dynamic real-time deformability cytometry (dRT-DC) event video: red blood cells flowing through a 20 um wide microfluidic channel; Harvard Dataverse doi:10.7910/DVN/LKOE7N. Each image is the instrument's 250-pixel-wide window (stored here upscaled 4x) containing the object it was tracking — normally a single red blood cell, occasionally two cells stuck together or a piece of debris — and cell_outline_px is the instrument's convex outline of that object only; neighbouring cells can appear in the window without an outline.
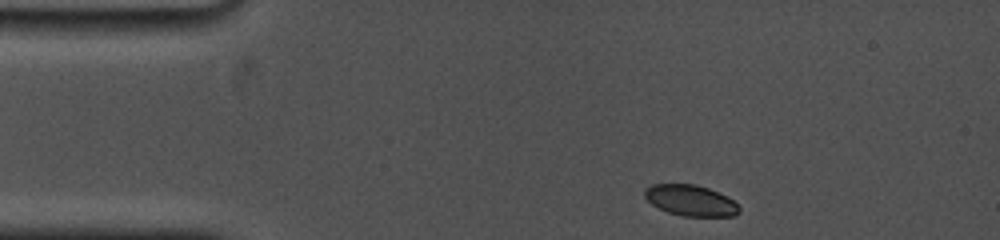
{"species": "common noctule bat (a hibernating species)", "species_latin": "Nyctalus noctula", "temperature_condition": "cold", "stored_images_in_passage": 19, "camera_frame_rate_fps": 5000, "um_per_image_px": 0.085, "animal": {"sex": "female", "body_mass_g": 19.0, "forearm_length_mm": 53.3}, "frame": {"image": 1, "passage_image": 1, "time_ms": 0.0, "image_size_px": [1000, 240], "cell_outline_px": [[740, 212], [736, 216], [684, 216], [668, 212], [652, 204], [644, 196], [644, 188], [652, 184], [696, 184], [708, 188], [732, 200], [740, 208]], "centroid_in_image_um": [58.68, 17.03], "position_along_channel_um": 26.3, "area_um2": 16.88}}
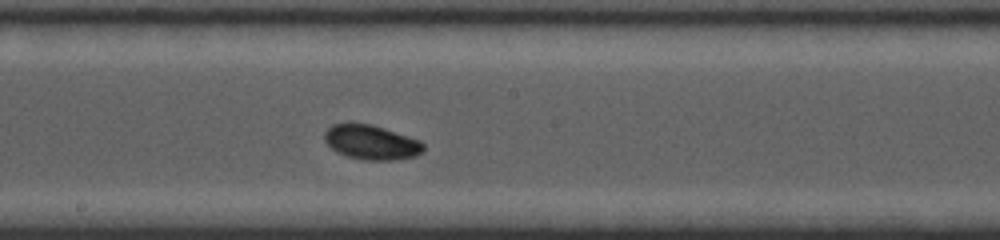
{"frame": {"image": 2, "passage_image": 10, "time_ms": 6.6, "image_size_px": [1000, 240], "cell_outline_px": [[424, 152], [416, 156], [392, 160], [364, 160], [348, 156], [336, 152], [324, 140], [324, 132], [332, 124], [348, 120], [372, 124], [420, 140], [424, 144]], "centroid_in_image_um": [31.53, 12.06], "position_along_channel_um": 216.7, "area_um2": 20.4}}
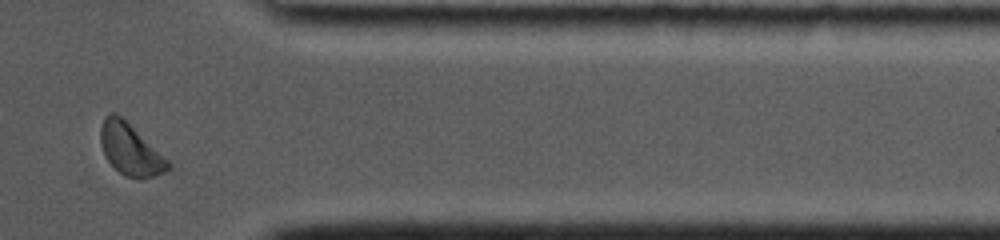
{"frame": {"image": 3, "passage_image": 17, "time_ms": 11.6, "image_size_px": [1000, 240], "cell_outline_px": [[172, 168], [164, 172], [152, 176], [124, 176], [104, 156], [100, 140], [100, 128], [104, 116], [112, 112], [116, 112], [168, 160], [172, 164]], "centroid_in_image_um": [11.04, 12.67], "position_along_channel_um": 400.4, "area_um2": 19.65}, "authors_computed_cell_mechanics": {"area_um2": 19.652, "velocity_mm_per_s": 3.756, "shape_relaxation_time_tau1_ms": 1.8189, "shape_relaxation_time_tau2_ms": null, "deformation_change_tau1": 0.0707, "deformation_change_tau2": null}}